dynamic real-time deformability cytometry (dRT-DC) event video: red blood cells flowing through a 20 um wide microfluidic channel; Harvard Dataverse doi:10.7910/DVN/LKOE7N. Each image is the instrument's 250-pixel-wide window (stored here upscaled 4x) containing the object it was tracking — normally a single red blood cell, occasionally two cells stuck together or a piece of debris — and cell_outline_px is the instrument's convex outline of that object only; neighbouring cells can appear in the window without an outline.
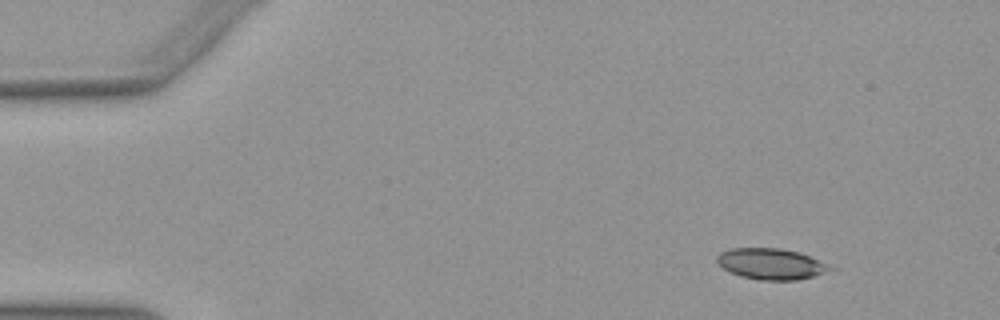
{"species": "Egyptian fruit bat (a non-hibernating species)", "species_latin": "Rousettus aegyptiacus", "temperature_condition": "warm", "stored_images_in_passage": 24, "camera_frame_rate_fps": 3000, "um_per_image_px": 0.085, "animal": {"sex": "female"}, "frame": {"image": 1, "passage_image": 5, "time_ms": 1.333, "image_size_px": [1000, 320], "cell_outline_px": [[840, 268], [812, 276], [796, 280], [760, 280], [740, 276], [724, 268], [716, 260], [716, 256], [720, 252], [732, 248], [780, 248], [800, 252]], "centroid_in_image_um": [65.61, 22.42], "position_along_channel_um": 19.4, "area_um2": 20.58}}
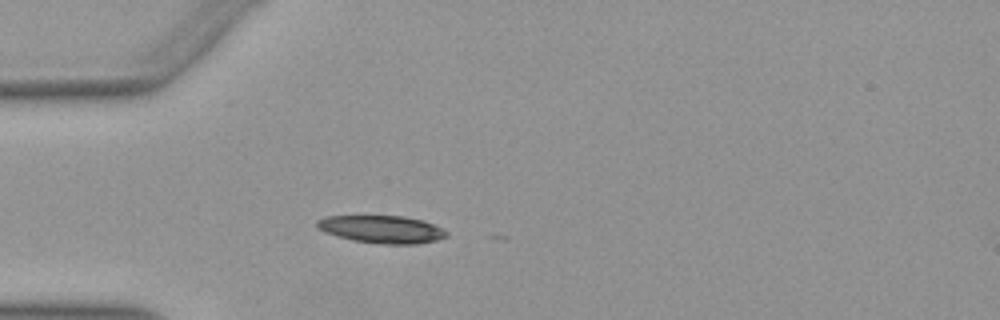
{"frame": {"image": 2, "passage_image": 14, "time_ms": 4.333, "image_size_px": [1000, 320], "cell_outline_px": [[448, 236], [436, 240], [416, 244], [384, 244], [352, 240], [324, 232], [316, 224], [316, 220], [324, 216], [404, 216], [424, 220], [444, 228], [448, 232]], "centroid_in_image_um": [32.49, 19.48], "position_along_channel_um": 52.5, "area_um2": 20.92}}
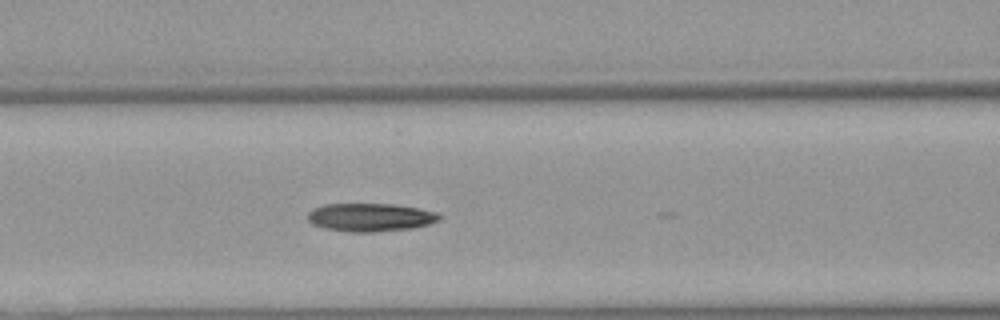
{"frame": {"image": 3, "passage_image": 21, "time_ms": 6.667, "image_size_px": [1000, 320], "cell_outline_px": [[440, 220], [428, 224], [412, 228], [372, 232], [348, 232], [324, 228], [312, 224], [308, 220], [308, 212], [312, 208], [324, 204], [396, 204], [420, 208], [436, 212], [440, 216]], "centroid_in_image_um": [31.46, 18.46], "position_along_channel_um": 135.1, "area_um2": 21.73}}